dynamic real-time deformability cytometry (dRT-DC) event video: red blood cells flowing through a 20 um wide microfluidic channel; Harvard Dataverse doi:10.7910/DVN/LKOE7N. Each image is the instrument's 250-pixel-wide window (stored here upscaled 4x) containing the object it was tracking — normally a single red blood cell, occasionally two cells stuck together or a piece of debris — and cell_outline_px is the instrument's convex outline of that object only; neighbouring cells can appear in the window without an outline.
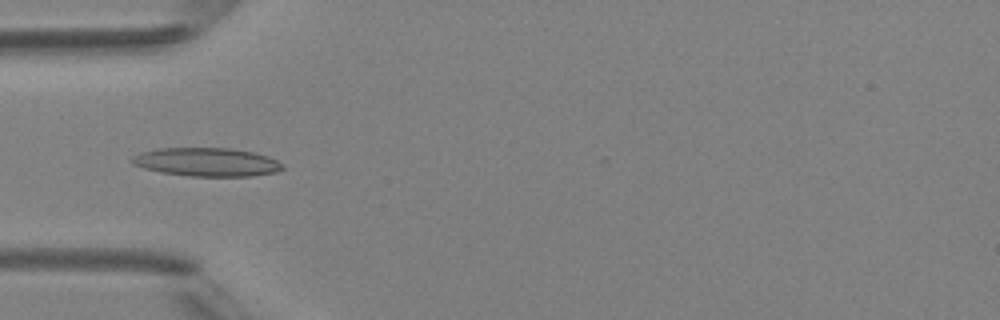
{"species": "Egyptian fruit bat (a non-hibernating species)", "species_latin": "Rousettus aegyptiacus", "temperature_condition": "room temperature", "stored_images_in_passage": 4, "camera_frame_rate_fps": 3000, "um_per_image_px": 0.085, "animal": {"sex": "female"}, "frame": {"image": 1, "passage_image": 4, "time_ms": 3.333, "image_size_px": [1000, 320], "cell_outline_px": [[284, 168], [276, 172], [252, 176], [192, 176], [160, 172], [144, 168], [132, 164], [128, 160], [132, 156], [140, 152], [160, 148], [232, 148], [252, 152], [268, 156], [284, 164]], "centroid_in_image_um": [17.55, 13.77], "position_along_channel_um": 67.4, "area_um2": 25.14}}